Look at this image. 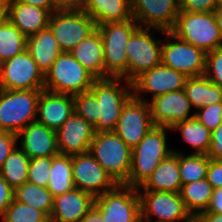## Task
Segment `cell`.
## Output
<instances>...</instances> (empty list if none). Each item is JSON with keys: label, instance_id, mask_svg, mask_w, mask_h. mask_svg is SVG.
<instances>
[{"label": "cell", "instance_id": "obj_1", "mask_svg": "<svg viewBox=\"0 0 222 222\" xmlns=\"http://www.w3.org/2000/svg\"><path fill=\"white\" fill-rule=\"evenodd\" d=\"M171 129L154 126L132 150L131 168L125 186L139 188L159 163L173 152L167 146V131Z\"/></svg>", "mask_w": 222, "mask_h": 222}, {"label": "cell", "instance_id": "obj_2", "mask_svg": "<svg viewBox=\"0 0 222 222\" xmlns=\"http://www.w3.org/2000/svg\"><path fill=\"white\" fill-rule=\"evenodd\" d=\"M121 79H96L90 88L97 98L95 133L114 131L123 106L133 96L132 83L125 80L120 86Z\"/></svg>", "mask_w": 222, "mask_h": 222}, {"label": "cell", "instance_id": "obj_3", "mask_svg": "<svg viewBox=\"0 0 222 222\" xmlns=\"http://www.w3.org/2000/svg\"><path fill=\"white\" fill-rule=\"evenodd\" d=\"M170 32L206 53L222 47V35L214 12L180 11Z\"/></svg>", "mask_w": 222, "mask_h": 222}, {"label": "cell", "instance_id": "obj_4", "mask_svg": "<svg viewBox=\"0 0 222 222\" xmlns=\"http://www.w3.org/2000/svg\"><path fill=\"white\" fill-rule=\"evenodd\" d=\"M139 24L131 18L125 22L96 26L102 37L104 70L109 77L127 81V42ZM124 78V79H123Z\"/></svg>", "mask_w": 222, "mask_h": 222}, {"label": "cell", "instance_id": "obj_5", "mask_svg": "<svg viewBox=\"0 0 222 222\" xmlns=\"http://www.w3.org/2000/svg\"><path fill=\"white\" fill-rule=\"evenodd\" d=\"M41 91L0 89V131L17 135L35 122Z\"/></svg>", "mask_w": 222, "mask_h": 222}, {"label": "cell", "instance_id": "obj_6", "mask_svg": "<svg viewBox=\"0 0 222 222\" xmlns=\"http://www.w3.org/2000/svg\"><path fill=\"white\" fill-rule=\"evenodd\" d=\"M89 153L117 184L127 181L132 149L114 131L95 133Z\"/></svg>", "mask_w": 222, "mask_h": 222}, {"label": "cell", "instance_id": "obj_7", "mask_svg": "<svg viewBox=\"0 0 222 222\" xmlns=\"http://www.w3.org/2000/svg\"><path fill=\"white\" fill-rule=\"evenodd\" d=\"M95 80L70 52H62L44 75V89L73 96L90 90Z\"/></svg>", "mask_w": 222, "mask_h": 222}, {"label": "cell", "instance_id": "obj_8", "mask_svg": "<svg viewBox=\"0 0 222 222\" xmlns=\"http://www.w3.org/2000/svg\"><path fill=\"white\" fill-rule=\"evenodd\" d=\"M157 28L138 27L127 42V81L132 82L142 72L161 64L162 40L153 37L150 31Z\"/></svg>", "mask_w": 222, "mask_h": 222}, {"label": "cell", "instance_id": "obj_9", "mask_svg": "<svg viewBox=\"0 0 222 222\" xmlns=\"http://www.w3.org/2000/svg\"><path fill=\"white\" fill-rule=\"evenodd\" d=\"M94 206L104 222H141V202L137 188L118 184L95 198Z\"/></svg>", "mask_w": 222, "mask_h": 222}, {"label": "cell", "instance_id": "obj_10", "mask_svg": "<svg viewBox=\"0 0 222 222\" xmlns=\"http://www.w3.org/2000/svg\"><path fill=\"white\" fill-rule=\"evenodd\" d=\"M166 43L162 42L161 63L186 77H198L205 73L206 52L164 31Z\"/></svg>", "mask_w": 222, "mask_h": 222}, {"label": "cell", "instance_id": "obj_11", "mask_svg": "<svg viewBox=\"0 0 222 222\" xmlns=\"http://www.w3.org/2000/svg\"><path fill=\"white\" fill-rule=\"evenodd\" d=\"M48 27L62 52L72 51L96 30L94 20L82 9L52 12Z\"/></svg>", "mask_w": 222, "mask_h": 222}, {"label": "cell", "instance_id": "obj_12", "mask_svg": "<svg viewBox=\"0 0 222 222\" xmlns=\"http://www.w3.org/2000/svg\"><path fill=\"white\" fill-rule=\"evenodd\" d=\"M141 202V222H193L181 194L166 191L138 192Z\"/></svg>", "mask_w": 222, "mask_h": 222}, {"label": "cell", "instance_id": "obj_13", "mask_svg": "<svg viewBox=\"0 0 222 222\" xmlns=\"http://www.w3.org/2000/svg\"><path fill=\"white\" fill-rule=\"evenodd\" d=\"M0 89H44V74L38 68L27 49L2 62Z\"/></svg>", "mask_w": 222, "mask_h": 222}, {"label": "cell", "instance_id": "obj_14", "mask_svg": "<svg viewBox=\"0 0 222 222\" xmlns=\"http://www.w3.org/2000/svg\"><path fill=\"white\" fill-rule=\"evenodd\" d=\"M154 126L149 103L132 96L123 106L114 132L133 150Z\"/></svg>", "mask_w": 222, "mask_h": 222}, {"label": "cell", "instance_id": "obj_15", "mask_svg": "<svg viewBox=\"0 0 222 222\" xmlns=\"http://www.w3.org/2000/svg\"><path fill=\"white\" fill-rule=\"evenodd\" d=\"M72 173L75 188L94 198L118 185L89 152L72 156Z\"/></svg>", "mask_w": 222, "mask_h": 222}, {"label": "cell", "instance_id": "obj_16", "mask_svg": "<svg viewBox=\"0 0 222 222\" xmlns=\"http://www.w3.org/2000/svg\"><path fill=\"white\" fill-rule=\"evenodd\" d=\"M187 77L162 63L154 68L142 72L132 83L133 96L139 100L149 102L141 97L142 93L152 94L154 99L171 91L184 89Z\"/></svg>", "mask_w": 222, "mask_h": 222}, {"label": "cell", "instance_id": "obj_17", "mask_svg": "<svg viewBox=\"0 0 222 222\" xmlns=\"http://www.w3.org/2000/svg\"><path fill=\"white\" fill-rule=\"evenodd\" d=\"M133 19L139 27L170 31L180 12L179 0H130Z\"/></svg>", "mask_w": 222, "mask_h": 222}, {"label": "cell", "instance_id": "obj_18", "mask_svg": "<svg viewBox=\"0 0 222 222\" xmlns=\"http://www.w3.org/2000/svg\"><path fill=\"white\" fill-rule=\"evenodd\" d=\"M149 103L155 126L171 129L177 123L195 116L184 89L168 92L152 99Z\"/></svg>", "mask_w": 222, "mask_h": 222}, {"label": "cell", "instance_id": "obj_19", "mask_svg": "<svg viewBox=\"0 0 222 222\" xmlns=\"http://www.w3.org/2000/svg\"><path fill=\"white\" fill-rule=\"evenodd\" d=\"M59 154L78 155L89 152L95 130L82 117L73 113L56 131Z\"/></svg>", "mask_w": 222, "mask_h": 222}, {"label": "cell", "instance_id": "obj_20", "mask_svg": "<svg viewBox=\"0 0 222 222\" xmlns=\"http://www.w3.org/2000/svg\"><path fill=\"white\" fill-rule=\"evenodd\" d=\"M74 113L73 96L42 89L37 109L38 123L55 131Z\"/></svg>", "mask_w": 222, "mask_h": 222}, {"label": "cell", "instance_id": "obj_21", "mask_svg": "<svg viewBox=\"0 0 222 222\" xmlns=\"http://www.w3.org/2000/svg\"><path fill=\"white\" fill-rule=\"evenodd\" d=\"M17 139L21 140L19 148L30 159L59 154L56 131L37 121L30 123L19 132Z\"/></svg>", "mask_w": 222, "mask_h": 222}, {"label": "cell", "instance_id": "obj_22", "mask_svg": "<svg viewBox=\"0 0 222 222\" xmlns=\"http://www.w3.org/2000/svg\"><path fill=\"white\" fill-rule=\"evenodd\" d=\"M94 202L91 194L74 188L54 198L50 217L55 222H79Z\"/></svg>", "mask_w": 222, "mask_h": 222}, {"label": "cell", "instance_id": "obj_23", "mask_svg": "<svg viewBox=\"0 0 222 222\" xmlns=\"http://www.w3.org/2000/svg\"><path fill=\"white\" fill-rule=\"evenodd\" d=\"M51 12L47 9L16 1L6 7V18L26 37L48 27Z\"/></svg>", "mask_w": 222, "mask_h": 222}, {"label": "cell", "instance_id": "obj_24", "mask_svg": "<svg viewBox=\"0 0 222 222\" xmlns=\"http://www.w3.org/2000/svg\"><path fill=\"white\" fill-rule=\"evenodd\" d=\"M181 188L179 152L173 151L159 163L152 174L137 190L138 192L166 191L180 193Z\"/></svg>", "mask_w": 222, "mask_h": 222}, {"label": "cell", "instance_id": "obj_25", "mask_svg": "<svg viewBox=\"0 0 222 222\" xmlns=\"http://www.w3.org/2000/svg\"><path fill=\"white\" fill-rule=\"evenodd\" d=\"M70 53L96 79L110 78L104 70L103 42L97 29L82 40Z\"/></svg>", "mask_w": 222, "mask_h": 222}, {"label": "cell", "instance_id": "obj_26", "mask_svg": "<svg viewBox=\"0 0 222 222\" xmlns=\"http://www.w3.org/2000/svg\"><path fill=\"white\" fill-rule=\"evenodd\" d=\"M82 10L94 20L96 26L133 18L130 0H85Z\"/></svg>", "mask_w": 222, "mask_h": 222}, {"label": "cell", "instance_id": "obj_27", "mask_svg": "<svg viewBox=\"0 0 222 222\" xmlns=\"http://www.w3.org/2000/svg\"><path fill=\"white\" fill-rule=\"evenodd\" d=\"M26 49L44 75L62 53L49 27L28 37Z\"/></svg>", "mask_w": 222, "mask_h": 222}, {"label": "cell", "instance_id": "obj_28", "mask_svg": "<svg viewBox=\"0 0 222 222\" xmlns=\"http://www.w3.org/2000/svg\"><path fill=\"white\" fill-rule=\"evenodd\" d=\"M184 91L191 106L197 110L222 102V88L212 83L205 75L187 77Z\"/></svg>", "mask_w": 222, "mask_h": 222}, {"label": "cell", "instance_id": "obj_29", "mask_svg": "<svg viewBox=\"0 0 222 222\" xmlns=\"http://www.w3.org/2000/svg\"><path fill=\"white\" fill-rule=\"evenodd\" d=\"M180 194L187 212L194 218L208 208L213 187L207 179H202L182 185Z\"/></svg>", "mask_w": 222, "mask_h": 222}, {"label": "cell", "instance_id": "obj_30", "mask_svg": "<svg viewBox=\"0 0 222 222\" xmlns=\"http://www.w3.org/2000/svg\"><path fill=\"white\" fill-rule=\"evenodd\" d=\"M75 188L72 173V156H52V165L47 189L55 198Z\"/></svg>", "mask_w": 222, "mask_h": 222}, {"label": "cell", "instance_id": "obj_31", "mask_svg": "<svg viewBox=\"0 0 222 222\" xmlns=\"http://www.w3.org/2000/svg\"><path fill=\"white\" fill-rule=\"evenodd\" d=\"M171 130H179L184 142L188 143L195 152L193 154L206 155L211 144L212 132L195 117L177 123Z\"/></svg>", "mask_w": 222, "mask_h": 222}, {"label": "cell", "instance_id": "obj_32", "mask_svg": "<svg viewBox=\"0 0 222 222\" xmlns=\"http://www.w3.org/2000/svg\"><path fill=\"white\" fill-rule=\"evenodd\" d=\"M30 158L16 146L0 170V175L15 190L27 182Z\"/></svg>", "mask_w": 222, "mask_h": 222}, {"label": "cell", "instance_id": "obj_33", "mask_svg": "<svg viewBox=\"0 0 222 222\" xmlns=\"http://www.w3.org/2000/svg\"><path fill=\"white\" fill-rule=\"evenodd\" d=\"M14 200L41 210L50 217L54 197L47 188L27 181L14 190Z\"/></svg>", "mask_w": 222, "mask_h": 222}, {"label": "cell", "instance_id": "obj_34", "mask_svg": "<svg viewBox=\"0 0 222 222\" xmlns=\"http://www.w3.org/2000/svg\"><path fill=\"white\" fill-rule=\"evenodd\" d=\"M27 38L7 18L0 24V60L13 58L26 50Z\"/></svg>", "mask_w": 222, "mask_h": 222}, {"label": "cell", "instance_id": "obj_35", "mask_svg": "<svg viewBox=\"0 0 222 222\" xmlns=\"http://www.w3.org/2000/svg\"><path fill=\"white\" fill-rule=\"evenodd\" d=\"M179 152V172L182 185L206 179L210 158L203 154H182Z\"/></svg>", "mask_w": 222, "mask_h": 222}, {"label": "cell", "instance_id": "obj_36", "mask_svg": "<svg viewBox=\"0 0 222 222\" xmlns=\"http://www.w3.org/2000/svg\"><path fill=\"white\" fill-rule=\"evenodd\" d=\"M2 222H43L48 216L27 204L12 200L10 205L1 214Z\"/></svg>", "mask_w": 222, "mask_h": 222}, {"label": "cell", "instance_id": "obj_37", "mask_svg": "<svg viewBox=\"0 0 222 222\" xmlns=\"http://www.w3.org/2000/svg\"><path fill=\"white\" fill-rule=\"evenodd\" d=\"M74 113L93 127L97 125V98L91 91L73 95Z\"/></svg>", "mask_w": 222, "mask_h": 222}, {"label": "cell", "instance_id": "obj_38", "mask_svg": "<svg viewBox=\"0 0 222 222\" xmlns=\"http://www.w3.org/2000/svg\"><path fill=\"white\" fill-rule=\"evenodd\" d=\"M51 165L52 156L30 159L27 181L47 188Z\"/></svg>", "mask_w": 222, "mask_h": 222}, {"label": "cell", "instance_id": "obj_39", "mask_svg": "<svg viewBox=\"0 0 222 222\" xmlns=\"http://www.w3.org/2000/svg\"><path fill=\"white\" fill-rule=\"evenodd\" d=\"M195 118L211 132L222 122V102L195 110Z\"/></svg>", "mask_w": 222, "mask_h": 222}, {"label": "cell", "instance_id": "obj_40", "mask_svg": "<svg viewBox=\"0 0 222 222\" xmlns=\"http://www.w3.org/2000/svg\"><path fill=\"white\" fill-rule=\"evenodd\" d=\"M204 75L222 88V47L207 52Z\"/></svg>", "mask_w": 222, "mask_h": 222}, {"label": "cell", "instance_id": "obj_41", "mask_svg": "<svg viewBox=\"0 0 222 222\" xmlns=\"http://www.w3.org/2000/svg\"><path fill=\"white\" fill-rule=\"evenodd\" d=\"M180 11L214 12L217 9L216 0H179Z\"/></svg>", "mask_w": 222, "mask_h": 222}, {"label": "cell", "instance_id": "obj_42", "mask_svg": "<svg viewBox=\"0 0 222 222\" xmlns=\"http://www.w3.org/2000/svg\"><path fill=\"white\" fill-rule=\"evenodd\" d=\"M17 135L9 132L0 131V170L4 161L17 146Z\"/></svg>", "mask_w": 222, "mask_h": 222}, {"label": "cell", "instance_id": "obj_43", "mask_svg": "<svg viewBox=\"0 0 222 222\" xmlns=\"http://www.w3.org/2000/svg\"><path fill=\"white\" fill-rule=\"evenodd\" d=\"M211 160L222 159V122L211 135L210 148L206 154Z\"/></svg>", "mask_w": 222, "mask_h": 222}, {"label": "cell", "instance_id": "obj_44", "mask_svg": "<svg viewBox=\"0 0 222 222\" xmlns=\"http://www.w3.org/2000/svg\"><path fill=\"white\" fill-rule=\"evenodd\" d=\"M206 179L213 189L222 187V159L209 161Z\"/></svg>", "mask_w": 222, "mask_h": 222}, {"label": "cell", "instance_id": "obj_45", "mask_svg": "<svg viewBox=\"0 0 222 222\" xmlns=\"http://www.w3.org/2000/svg\"><path fill=\"white\" fill-rule=\"evenodd\" d=\"M14 199V190L0 175V215L6 210Z\"/></svg>", "mask_w": 222, "mask_h": 222}, {"label": "cell", "instance_id": "obj_46", "mask_svg": "<svg viewBox=\"0 0 222 222\" xmlns=\"http://www.w3.org/2000/svg\"><path fill=\"white\" fill-rule=\"evenodd\" d=\"M55 11L81 10L85 0H52Z\"/></svg>", "mask_w": 222, "mask_h": 222}, {"label": "cell", "instance_id": "obj_47", "mask_svg": "<svg viewBox=\"0 0 222 222\" xmlns=\"http://www.w3.org/2000/svg\"><path fill=\"white\" fill-rule=\"evenodd\" d=\"M206 212L213 214H222V187L213 189L210 204Z\"/></svg>", "mask_w": 222, "mask_h": 222}, {"label": "cell", "instance_id": "obj_48", "mask_svg": "<svg viewBox=\"0 0 222 222\" xmlns=\"http://www.w3.org/2000/svg\"><path fill=\"white\" fill-rule=\"evenodd\" d=\"M193 222H222V214L202 212L193 218Z\"/></svg>", "mask_w": 222, "mask_h": 222}, {"label": "cell", "instance_id": "obj_49", "mask_svg": "<svg viewBox=\"0 0 222 222\" xmlns=\"http://www.w3.org/2000/svg\"><path fill=\"white\" fill-rule=\"evenodd\" d=\"M28 5L40 7L49 10L51 13L55 11L52 0H17Z\"/></svg>", "mask_w": 222, "mask_h": 222}, {"label": "cell", "instance_id": "obj_50", "mask_svg": "<svg viewBox=\"0 0 222 222\" xmlns=\"http://www.w3.org/2000/svg\"><path fill=\"white\" fill-rule=\"evenodd\" d=\"M79 222H104L101 212L93 205Z\"/></svg>", "mask_w": 222, "mask_h": 222}, {"label": "cell", "instance_id": "obj_51", "mask_svg": "<svg viewBox=\"0 0 222 222\" xmlns=\"http://www.w3.org/2000/svg\"><path fill=\"white\" fill-rule=\"evenodd\" d=\"M214 14H215V17L217 19V23H218V26L220 28V32H221V35H222V8H217L214 11Z\"/></svg>", "mask_w": 222, "mask_h": 222}, {"label": "cell", "instance_id": "obj_52", "mask_svg": "<svg viewBox=\"0 0 222 222\" xmlns=\"http://www.w3.org/2000/svg\"><path fill=\"white\" fill-rule=\"evenodd\" d=\"M6 19V7L0 5V24Z\"/></svg>", "mask_w": 222, "mask_h": 222}, {"label": "cell", "instance_id": "obj_53", "mask_svg": "<svg viewBox=\"0 0 222 222\" xmlns=\"http://www.w3.org/2000/svg\"><path fill=\"white\" fill-rule=\"evenodd\" d=\"M17 0H0V5L7 7L8 5L16 2Z\"/></svg>", "mask_w": 222, "mask_h": 222}, {"label": "cell", "instance_id": "obj_54", "mask_svg": "<svg viewBox=\"0 0 222 222\" xmlns=\"http://www.w3.org/2000/svg\"><path fill=\"white\" fill-rule=\"evenodd\" d=\"M217 1V8H222V0H216Z\"/></svg>", "mask_w": 222, "mask_h": 222}, {"label": "cell", "instance_id": "obj_55", "mask_svg": "<svg viewBox=\"0 0 222 222\" xmlns=\"http://www.w3.org/2000/svg\"><path fill=\"white\" fill-rule=\"evenodd\" d=\"M43 222H55V221L51 217H48Z\"/></svg>", "mask_w": 222, "mask_h": 222}]
</instances>
